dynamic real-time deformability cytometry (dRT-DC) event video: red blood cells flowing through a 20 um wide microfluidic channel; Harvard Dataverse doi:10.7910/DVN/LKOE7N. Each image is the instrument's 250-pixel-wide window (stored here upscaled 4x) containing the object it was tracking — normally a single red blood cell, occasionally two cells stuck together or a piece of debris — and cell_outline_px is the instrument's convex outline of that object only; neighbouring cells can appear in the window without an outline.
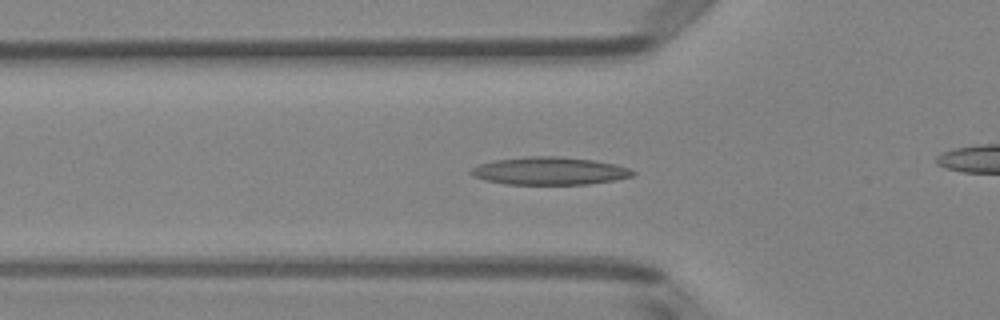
{"species": "Egyptian fruit bat (a non-hibernating species)", "species_latin": "Rousettus aegyptiacus", "temperature_condition": "room temperature", "stored_images_in_passage": 37, "camera_frame_rate_fps": 3000, "um_per_image_px": 0.085, "animal": {"sex": "female"}, "frame": {"image": 1, "passage_image": 13, "time_ms": 4.0, "image_size_px": [1000, 320], "cell_outline_px": [[636, 172], [632, 176], [616, 180], [588, 184], [504, 184], [484, 180], [472, 176], [468, 172], [472, 168], [480, 164], [496, 160], [524, 156], [560, 156], [592, 160], [616, 164], [628, 168]], "centroid_in_image_um": [46.69, 14.53], "position_along_channel_um": 79.1, "area_um2": 26.24}}
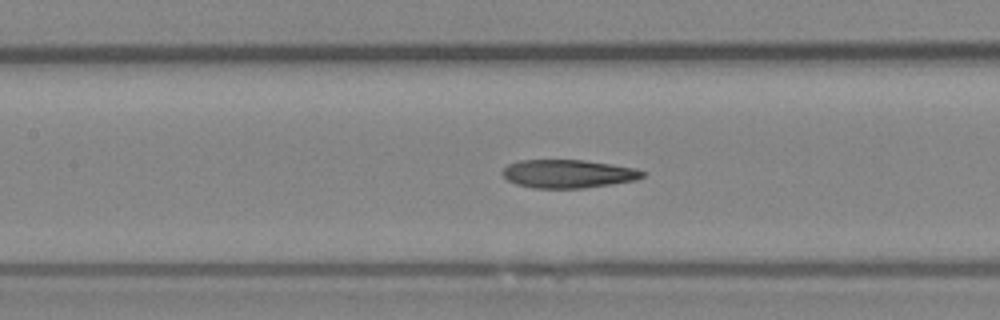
{"frame": {"image": 2, "passage_image": 19, "time_ms": 6.0, "image_size_px": [1000, 320], "cell_outline_px": [[648, 172], [644, 176], [636, 180], [612, 184], [584, 188], [532, 188], [516, 184], [508, 180], [500, 172], [508, 164], [520, 160], [584, 160], [612, 164], [636, 168]], "centroid_in_image_um": [48.31, 14.77], "position_along_channel_um": 159.1, "area_um2": 23.29}}
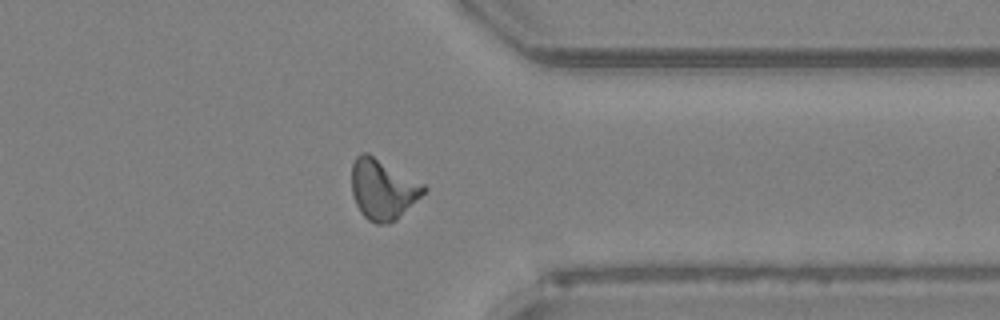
{"frame": {"image": 3, "passage_image": 36, "time_ms": 11.667, "image_size_px": [1000, 320], "cell_outline_px": [[428, 188], [396, 220], [388, 224], [376, 224], [368, 220], [360, 212], [356, 204], [352, 192], [352, 164], [356, 156], [360, 152], [368, 152], [424, 184]], "centroid_in_image_um": [32.51, 16.08], "position_along_channel_um": 378.9, "area_um2": 25.26}}